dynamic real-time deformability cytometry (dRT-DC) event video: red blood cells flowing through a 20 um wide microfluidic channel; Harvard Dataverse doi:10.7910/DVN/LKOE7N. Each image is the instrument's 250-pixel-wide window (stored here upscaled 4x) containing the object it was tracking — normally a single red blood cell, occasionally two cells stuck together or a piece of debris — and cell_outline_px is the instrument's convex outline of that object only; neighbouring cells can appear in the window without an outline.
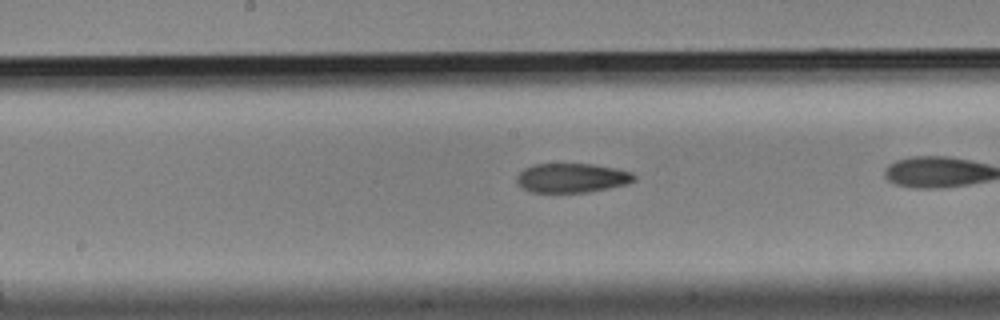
{"species": "Egyptian fruit bat (a non-hibernating species)", "species_latin": "Rousettus aegyptiacus", "temperature_condition": "cold", "stored_images_in_passage": 36, "camera_frame_rate_fps": 3000, "um_per_image_px": 0.085, "animal": {"sex": "male"}, "frame": {"image": 1, "passage_image": 21, "time_ms": 6.667, "image_size_px": [1000, 320], "cell_outline_px": [[636, 180], [628, 184], [588, 192], [532, 192], [516, 184], [516, 176], [524, 168], [532, 164], [592, 164], [616, 168], [632, 172], [636, 176]], "centroid_in_image_um": [48.62, 15.12], "position_along_channel_um": 199.6, "area_um2": 20.17}}
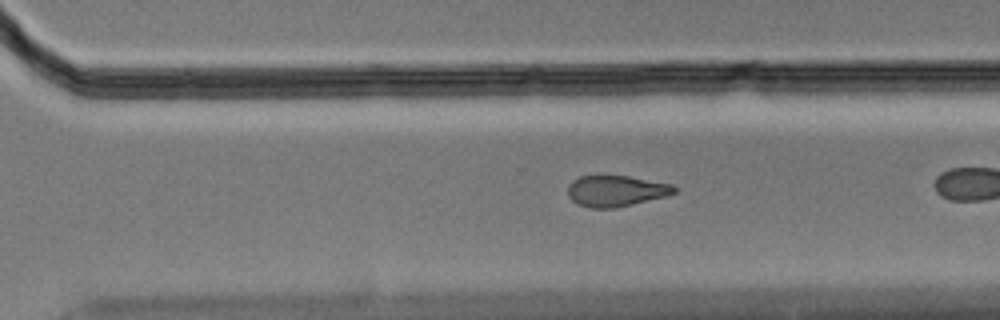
{"frame": {"image": 2, "passage_image": 31, "time_ms": 10.0, "image_size_px": [1000, 320], "cell_outline_px": [[676, 192], [668, 196], [616, 208], [588, 208], [576, 204], [568, 196], [568, 184], [572, 180], [580, 176], [628, 176], [672, 184], [676, 188]], "centroid_in_image_um": [52.34, 16.24], "position_along_channel_um": 318.3, "area_um2": 19.42}}